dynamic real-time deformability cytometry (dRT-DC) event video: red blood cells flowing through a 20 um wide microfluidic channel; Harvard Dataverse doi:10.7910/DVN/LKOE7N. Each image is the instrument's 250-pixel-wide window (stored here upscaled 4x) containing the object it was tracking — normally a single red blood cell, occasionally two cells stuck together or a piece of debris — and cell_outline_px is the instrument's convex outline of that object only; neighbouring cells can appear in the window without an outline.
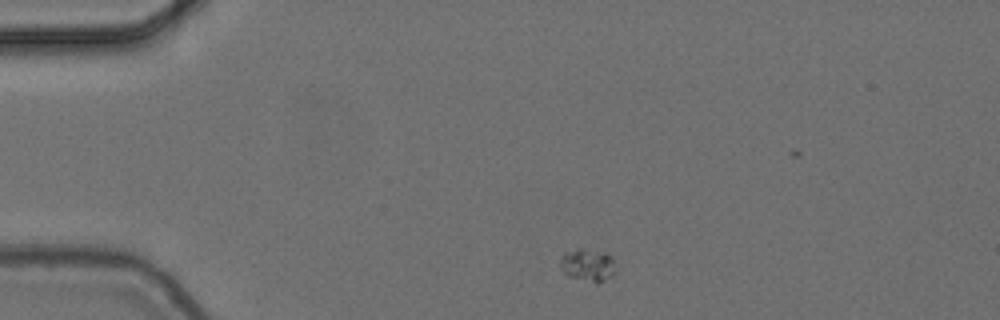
{"species": "common noctule bat (a hibernating species)", "species_latin": "Nyctalus noctula", "temperature_condition": "cold", "stored_images_in_passage": 3, "camera_frame_rate_fps": 3000, "um_per_image_px": 0.085, "animal": {"sex": "female", "body_mass_g": 24.6, "forearm_length_mm": 56.2}, "frame": {"image": 1, "passage_image": 1, "time_ms": 0.0, "image_size_px": [1000, 320], "cell_outline_px": [[616, 272], [604, 280], [592, 280], [568, 276], [564, 272], [560, 264], [560, 260], [564, 252], [576, 248], [580, 248], [604, 252], [612, 256], [616, 268]], "centroid_in_image_um": [49.96, 22.46], "position_along_channel_um": 35.0, "area_um2": 10.23}}